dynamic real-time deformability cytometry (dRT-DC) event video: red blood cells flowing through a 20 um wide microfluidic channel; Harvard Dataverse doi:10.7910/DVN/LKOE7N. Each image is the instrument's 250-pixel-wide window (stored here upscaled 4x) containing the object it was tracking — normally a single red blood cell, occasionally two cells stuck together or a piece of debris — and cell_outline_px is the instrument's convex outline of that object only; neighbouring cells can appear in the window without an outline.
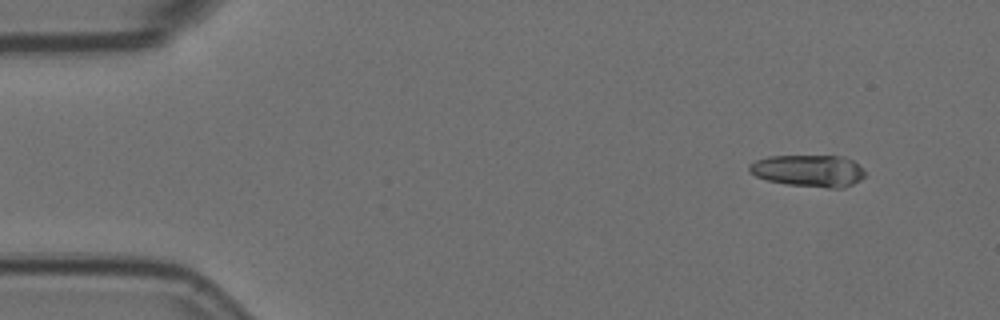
{"species": "Egyptian fruit bat (a non-hibernating species)", "species_latin": "Rousettus aegyptiacus", "temperature_condition": "room temperature", "stored_images_in_passage": 5, "camera_frame_rate_fps": 3000, "um_per_image_px": 0.085, "animal": {"sex": "female"}, "frame": {"image": 1, "passage_image": 2, "time_ms": 0.333, "image_size_px": [1000, 320], "cell_outline_px": [[864, 176], [860, 180], [844, 188], [828, 188], [788, 184], [768, 180], [756, 176], [748, 172], [748, 164], [756, 160], [768, 156], [844, 156], [852, 160], [864, 168]], "centroid_in_image_um": [68.73, 14.51], "position_along_channel_um": 16.3, "area_um2": 21.62}}